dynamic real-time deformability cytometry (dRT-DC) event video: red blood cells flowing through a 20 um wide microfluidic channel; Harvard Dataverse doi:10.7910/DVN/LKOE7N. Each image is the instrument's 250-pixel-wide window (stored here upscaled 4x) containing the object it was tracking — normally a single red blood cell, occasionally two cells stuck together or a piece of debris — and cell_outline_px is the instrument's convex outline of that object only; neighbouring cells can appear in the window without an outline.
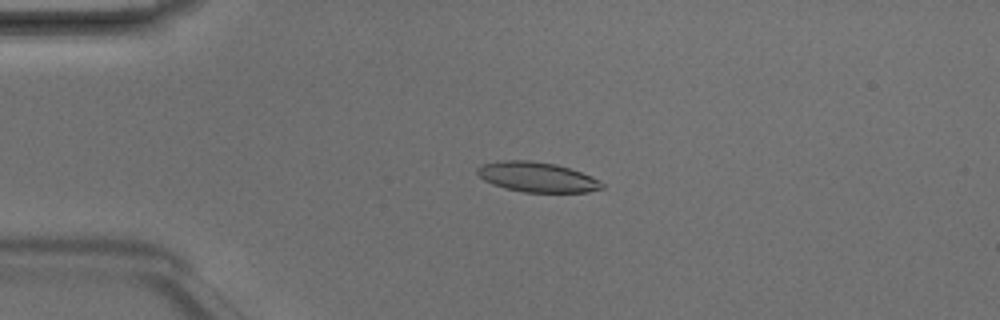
{"species": "Egyptian fruit bat (a non-hibernating species)", "species_latin": "Rousettus aegyptiacus", "temperature_condition": "room temperature", "stored_images_in_passage": 3, "camera_frame_rate_fps": 3000, "um_per_image_px": 0.085, "animal": {"sex": "male"}, "frame": {"image": 1, "passage_image": 1, "time_ms": 0.0, "image_size_px": [1000, 320], "cell_outline_px": [[604, 188], [588, 192], [524, 192], [504, 188], [492, 184], [484, 180], [476, 172], [476, 168], [480, 164], [504, 160], [528, 160], [556, 164], [592, 176], [600, 180], [604, 184]], "centroid_in_image_um": [45.64, 15.05], "position_along_channel_um": 39.4, "area_um2": 21.85}}